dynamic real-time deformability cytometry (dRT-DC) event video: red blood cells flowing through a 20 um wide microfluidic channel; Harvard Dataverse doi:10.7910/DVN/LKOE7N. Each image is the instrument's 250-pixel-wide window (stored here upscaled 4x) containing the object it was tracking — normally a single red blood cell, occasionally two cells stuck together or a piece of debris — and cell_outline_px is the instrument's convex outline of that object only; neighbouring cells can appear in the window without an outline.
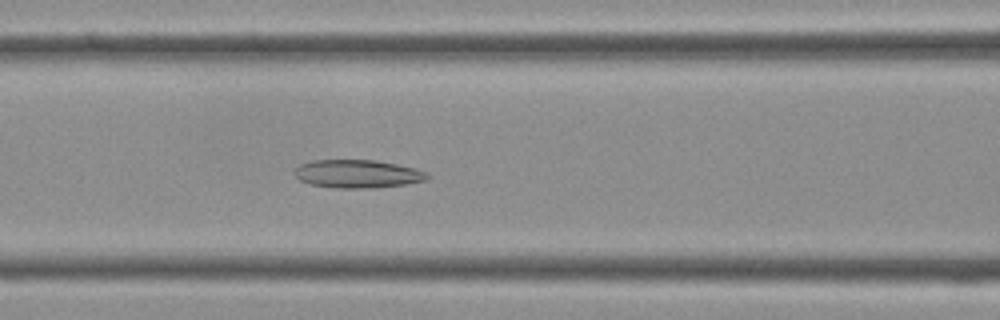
{"species": "Egyptian fruit bat (a non-hibernating species)", "species_latin": "Rousettus aegyptiacus", "temperature_condition": "cold", "stored_images_in_passage": 42, "segment_of_instrument_passage": [1, 2], "camera_frame_rate_fps": 3000, "um_per_image_px": 0.085, "frame": {"image": 1, "passage_image": 17, "time_ms": 5.333, "image_size_px": [1000, 320], "cell_outline_px": [[428, 176], [424, 180], [404, 184], [376, 188], [332, 188], [312, 184], [300, 180], [292, 172], [300, 164], [312, 160], [376, 160], [416, 168], [428, 172]], "centroid_in_image_um": [30.37, 14.77], "position_along_channel_um": 136.2, "area_um2": 21.79}}
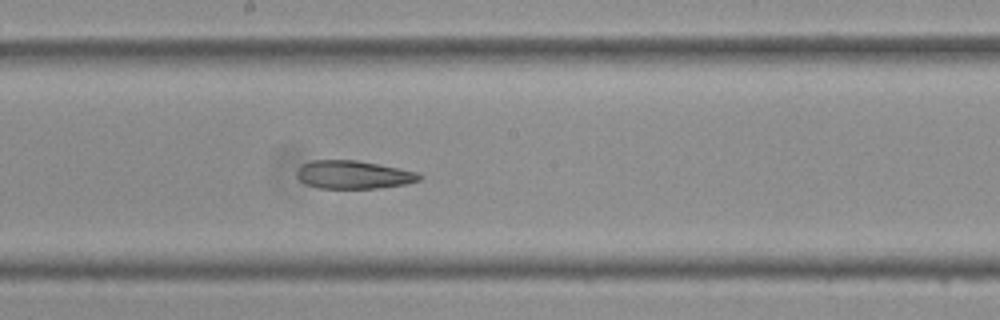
{"frame": {"image": 2, "passage_image": 22, "time_ms": 7.0, "image_size_px": [1000, 320], "cell_outline_px": [[424, 176], [420, 180], [404, 184], [376, 188], [320, 188], [304, 184], [296, 176], [296, 172], [304, 164], [312, 160], [356, 160], [400, 168], [420, 172]], "centroid_in_image_um": [30.07, 14.85], "position_along_channel_um": 218.1, "area_um2": 20.11}}
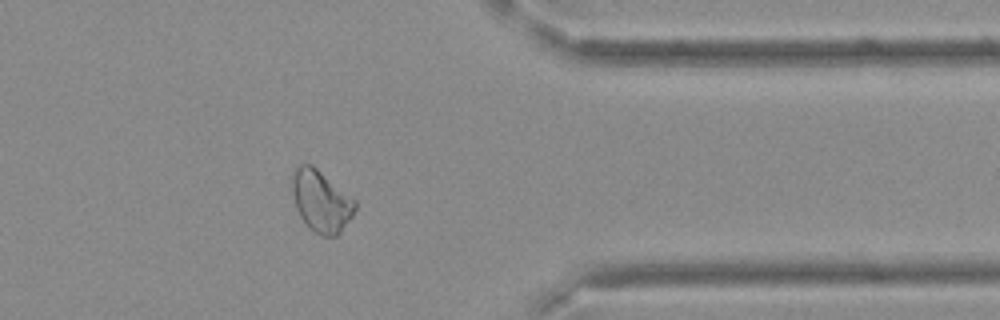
{"frame": {"image": 3, "passage_image": 33, "time_ms": 10.667, "image_size_px": [1000, 320], "cell_outline_px": [[356, 208], [352, 216], [340, 232], [336, 236], [324, 236], [308, 228], [300, 216], [296, 208], [292, 192], [292, 172], [300, 164], [312, 164], [356, 200]], "centroid_in_image_um": [27.29, 17.09], "position_along_channel_um": 384.1, "area_um2": 22.54}}